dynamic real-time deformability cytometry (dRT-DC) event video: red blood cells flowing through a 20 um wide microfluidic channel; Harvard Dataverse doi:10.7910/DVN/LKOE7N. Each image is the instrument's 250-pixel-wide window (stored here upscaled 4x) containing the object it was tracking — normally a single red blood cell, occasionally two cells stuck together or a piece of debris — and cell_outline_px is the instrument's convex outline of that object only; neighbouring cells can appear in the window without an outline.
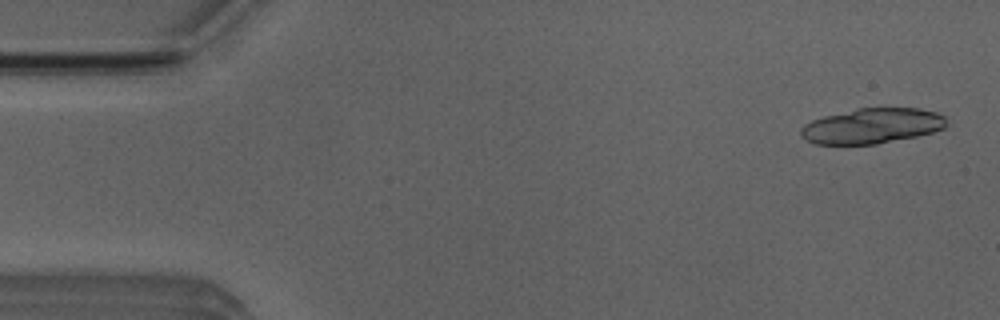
{"species": "Egyptian fruit bat (a non-hibernating species)", "species_latin": "Rousettus aegyptiacus", "temperature_condition": "room temperature", "stored_images_in_passage": 8, "camera_frame_rate_fps": 3000, "um_per_image_px": 0.085, "animal": {"sex": "male"}, "frame": {"image": 1, "passage_image": 2, "time_ms": 0.333, "image_size_px": [1000, 320], "cell_outline_px": [[948, 124], [944, 128], [932, 132], [916, 136], [876, 144], [816, 144], [800, 136], [800, 128], [804, 124], [812, 120], [824, 116], [856, 108], [920, 108], [936, 112], [944, 116]], "centroid_in_image_um": [74.12, 10.69], "position_along_channel_um": 10.9, "area_um2": 29.94}}